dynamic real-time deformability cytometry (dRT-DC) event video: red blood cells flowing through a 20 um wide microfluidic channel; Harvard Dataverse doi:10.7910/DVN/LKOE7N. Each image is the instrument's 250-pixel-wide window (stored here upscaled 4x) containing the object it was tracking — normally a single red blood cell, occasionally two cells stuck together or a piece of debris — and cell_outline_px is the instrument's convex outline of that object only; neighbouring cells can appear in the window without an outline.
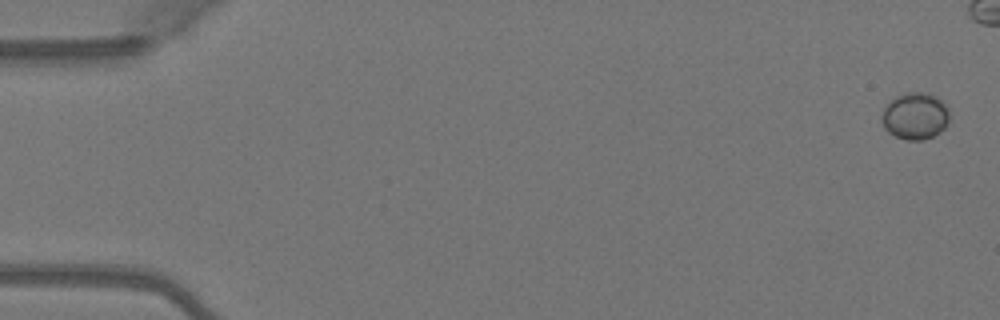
{"species": "Egyptian fruit bat (a non-hibernating species)", "species_latin": "Rousettus aegyptiacus", "temperature_condition": "warm", "stored_images_in_passage": 6, "camera_frame_rate_fps": 3000, "um_per_image_px": 0.085, "animal": {"sex": "female"}, "frame": {"image": 1, "passage_image": 1, "time_ms": 0.0, "image_size_px": [1000, 320], "cell_outline_px": [[948, 120], [944, 128], [940, 132], [924, 140], [904, 140], [888, 132], [884, 128], [880, 120], [880, 116], [884, 108], [896, 96], [908, 92], [928, 92], [936, 96], [948, 108]], "centroid_in_image_um": [77.76, 9.87], "position_along_channel_um": 7.2, "area_um2": 18.55}}
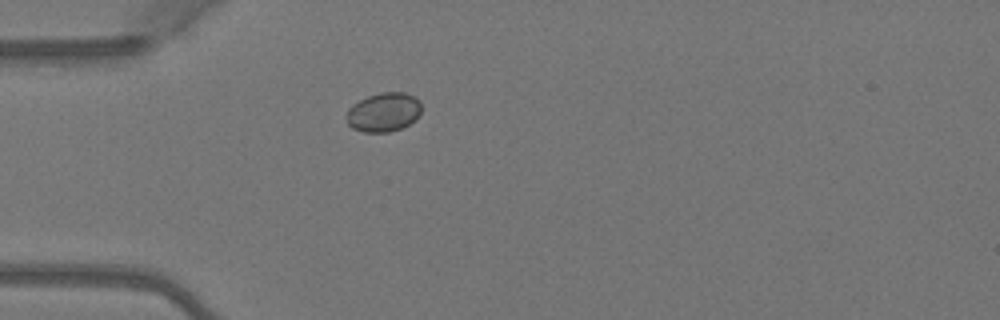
{"frame": {"image": 2, "passage_image": 6, "time_ms": 1.667, "image_size_px": [1000, 320], "cell_outline_px": [[420, 112], [416, 120], [400, 128], [388, 132], [364, 132], [352, 128], [348, 124], [348, 108], [352, 104], [368, 96], [380, 92], [404, 92], [420, 100]], "centroid_in_image_um": [32.61, 9.53], "position_along_channel_um": 52.4, "area_um2": 16.94}}